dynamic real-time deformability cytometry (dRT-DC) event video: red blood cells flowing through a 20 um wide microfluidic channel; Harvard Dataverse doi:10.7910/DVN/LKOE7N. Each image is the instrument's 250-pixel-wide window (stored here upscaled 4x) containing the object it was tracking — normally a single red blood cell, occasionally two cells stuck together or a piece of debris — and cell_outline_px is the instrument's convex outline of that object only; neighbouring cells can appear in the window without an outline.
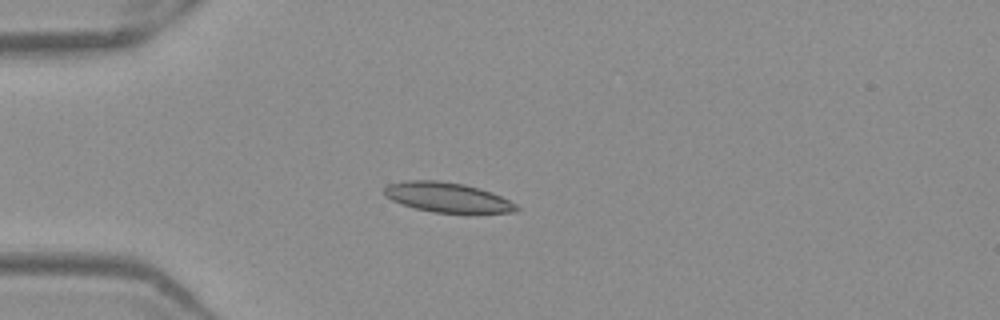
{"species": "Egyptian fruit bat (a non-hibernating species)", "species_latin": "Rousettus aegyptiacus", "temperature_condition": "warm", "stored_images_in_passage": 39, "camera_frame_rate_fps": 3000, "um_per_image_px": 0.085, "frame": {"image": 1, "passage_image": 1, "time_ms": 0.0, "image_size_px": [1000, 320], "cell_outline_px": [[520, 208], [516, 212], [432, 212], [416, 208], [392, 200], [384, 196], [384, 188], [388, 184], [408, 180], [440, 180], [464, 184], [480, 188], [492, 192], [516, 204]], "centroid_in_image_um": [38.01, 16.75], "position_along_channel_um": 47.0, "area_um2": 22.72}}
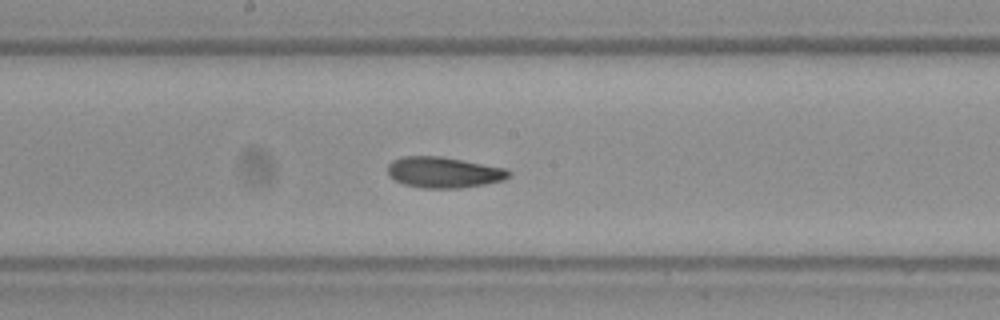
{"frame": {"image": 2, "passage_image": 15, "time_ms": 4.667, "image_size_px": [1000, 320], "cell_outline_px": [[512, 176], [504, 180], [484, 184], [460, 188], [424, 188], [404, 184], [388, 176], [388, 164], [392, 160], [400, 156], [444, 156], [508, 168], [512, 172]], "centroid_in_image_um": [37.76, 14.63], "position_along_channel_um": 210.4, "area_um2": 22.2}}
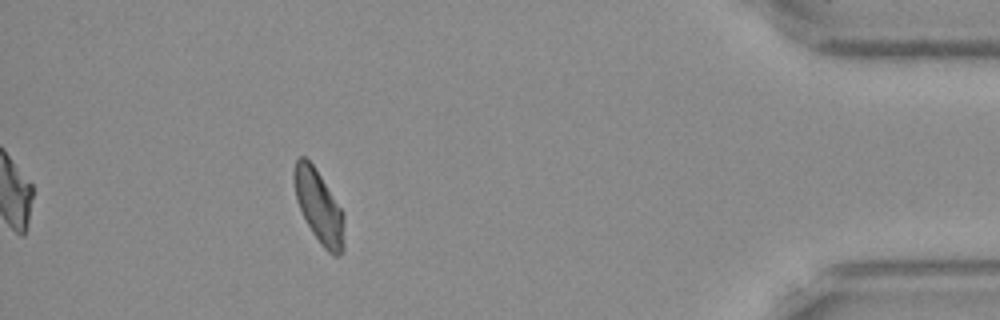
{"frame": {"image": 3, "passage_image": 34, "time_ms": 11.0, "image_size_px": [1000, 320], "cell_outline_px": [[344, 252], [340, 256], [332, 256], [320, 244], [312, 232], [296, 200], [292, 180], [292, 172], [296, 160], [300, 156], [304, 156], [316, 168], [344, 212]], "centroid_in_image_um": [27.12, 17.57], "position_along_channel_um": 408.1, "area_um2": 21.68}, "authors_computed_cell_mechanics": {"area_um2": 21.5016, "velocity_mm_per_s": 3.9095, "shape_relaxation_time_tau1_ms": 5.8348, "shape_relaxation_time_tau2_ms": 2.6189, "deformation_change_tau1": 0.1292, "deformation_change_tau2": 0.0727}}